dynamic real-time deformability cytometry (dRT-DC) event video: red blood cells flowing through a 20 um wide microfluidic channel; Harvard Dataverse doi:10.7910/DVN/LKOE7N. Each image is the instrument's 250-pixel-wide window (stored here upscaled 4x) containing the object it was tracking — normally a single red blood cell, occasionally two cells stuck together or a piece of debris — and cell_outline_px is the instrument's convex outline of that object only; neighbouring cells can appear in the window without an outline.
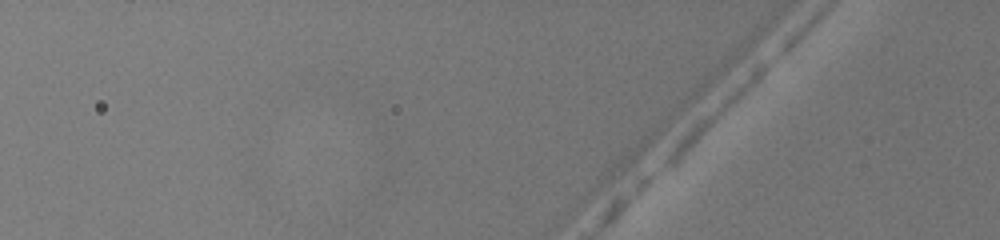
{"species": "common noctule bat (a hibernating species)", "species_latin": "Nyctalus noctula", "temperature_condition": "warm", "stored_images_in_passage": 4, "camera_frame_rate_fps": 3000, "um_per_image_px": 0.085, "animal": {"sex": "female", "body_mass_g": 19.5, "forearm_length_mm": 54.1}, "frame": {"image": 1, "passage_image": 2, "time_ms": 0.333, "image_size_px": [1000, 240], "cell_outline_px": [[772, 60], [708, 124], [664, 164], [664, 160], [676, 136], [760, 60], [772, 56]], "centroid_in_image_um": [60.77, 9.25], "position_along_channel_um": 65.0, "area_um2": 10.98}}